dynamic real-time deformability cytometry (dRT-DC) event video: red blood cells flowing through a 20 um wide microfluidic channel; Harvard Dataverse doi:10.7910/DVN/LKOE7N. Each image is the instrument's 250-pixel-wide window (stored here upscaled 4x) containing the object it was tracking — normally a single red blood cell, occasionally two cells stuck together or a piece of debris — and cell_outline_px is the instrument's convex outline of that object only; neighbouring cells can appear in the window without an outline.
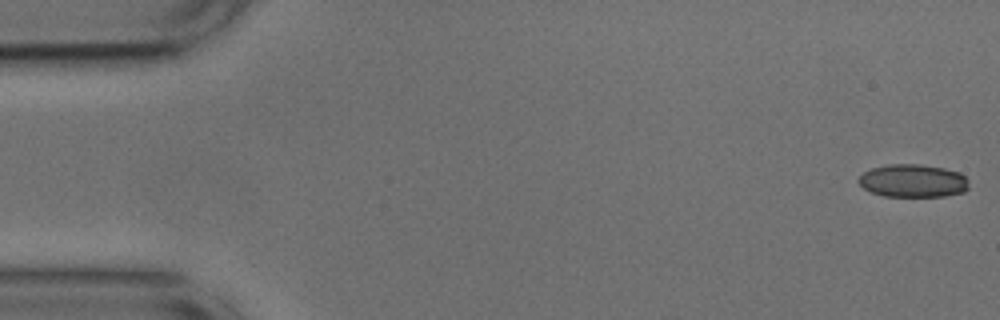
{"species": "common noctule bat (a hibernating species)", "species_latin": "Nyctalus noctula", "temperature_condition": "cold", "stored_images_in_passage": 37, "camera_frame_rate_fps": 3000, "um_per_image_px": 0.085, "animal": {"sex": "male", "body_mass_g": 17.9, "forearm_length_mm": 54.2}, "frame": {"image": 1, "passage_image": 1, "time_ms": 0.0, "image_size_px": [1000, 320], "cell_outline_px": [[968, 188], [964, 192], [944, 196], [884, 196], [872, 192], [864, 188], [856, 180], [864, 172], [872, 168], [888, 164], [920, 164], [944, 168], [960, 172], [968, 180]], "centroid_in_image_um": [77.61, 15.36], "position_along_channel_um": 7.4, "area_um2": 21.21}}
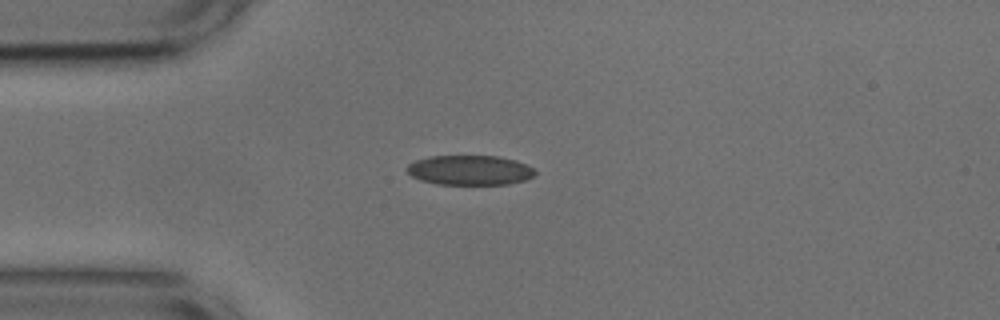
{"frame": {"image": 2, "passage_image": 13, "time_ms": 4.0, "image_size_px": [1000, 320], "cell_outline_px": [[536, 172], [532, 176], [524, 180], [508, 184], [436, 184], [420, 180], [412, 176], [404, 168], [408, 164], [416, 160], [428, 156], [496, 156], [516, 160], [532, 168]], "centroid_in_image_um": [39.88, 14.46], "position_along_channel_um": 45.1, "area_um2": 22.14}}
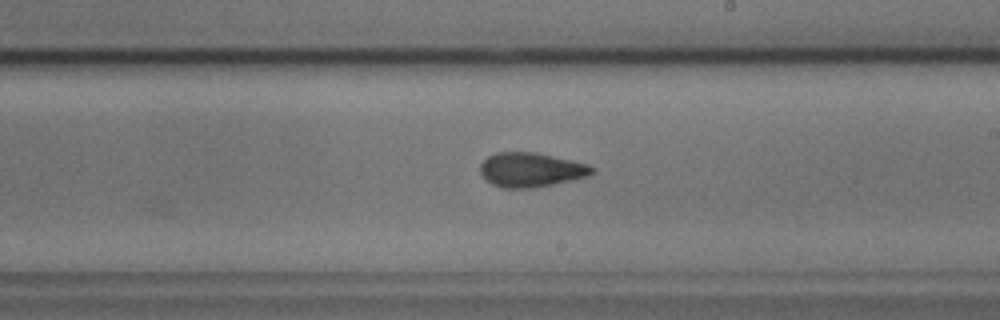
{"frame": {"image": 3, "passage_image": 30, "time_ms": 9.667, "image_size_px": [1000, 320], "cell_outline_px": [[596, 168], [588, 176], [552, 184], [532, 188], [500, 188], [492, 184], [480, 172], [480, 164], [488, 156], [496, 152], [536, 152], [572, 160], [588, 164]], "centroid_in_image_um": [45.12, 14.42], "position_along_channel_um": 243.9, "area_um2": 22.31}}